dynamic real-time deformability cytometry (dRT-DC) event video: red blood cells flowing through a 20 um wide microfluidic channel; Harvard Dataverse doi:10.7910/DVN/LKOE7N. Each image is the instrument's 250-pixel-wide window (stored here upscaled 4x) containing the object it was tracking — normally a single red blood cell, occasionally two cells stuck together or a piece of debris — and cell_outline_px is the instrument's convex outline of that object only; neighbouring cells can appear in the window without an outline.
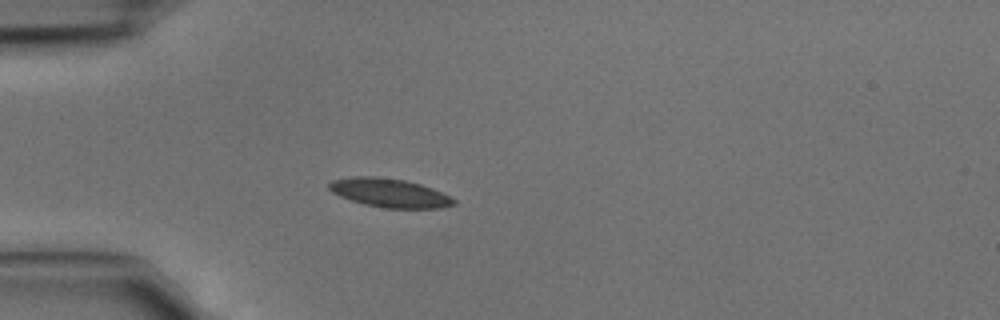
{"species": "common noctule bat (a hibernating species)", "species_latin": "Nyctalus noctula", "temperature_condition": "cold", "stored_images_in_passage": 33, "camera_frame_rate_fps": 3000, "um_per_image_px": 0.085, "animal": {"sex": "male", "body_mass_g": 15.6}, "frame": {"image": 1, "passage_image": 1, "time_ms": 0.0, "image_size_px": [1000, 320], "cell_outline_px": [[456, 204], [440, 208], [384, 208], [364, 204], [340, 196], [332, 192], [328, 188], [328, 184], [332, 180], [352, 176], [376, 176], [404, 180], [420, 184], [432, 188], [456, 200]], "centroid_in_image_um": [33.09, 16.39], "position_along_channel_um": 51.9, "area_um2": 20.81}}
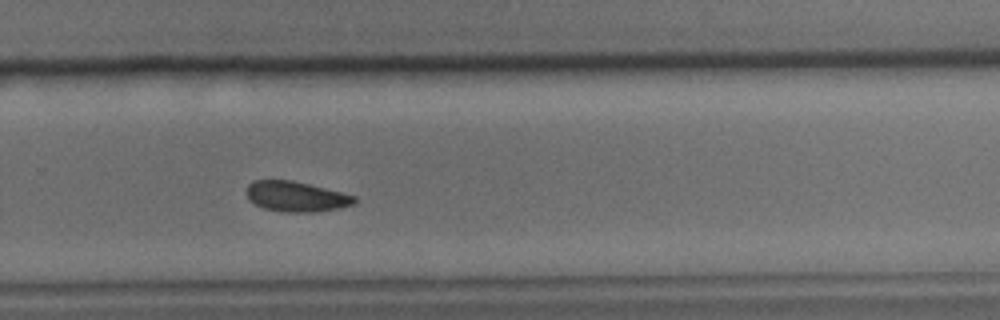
{"frame": {"image": 2, "passage_image": 19, "time_ms": 6.0, "image_size_px": [1000, 320], "cell_outline_px": [[356, 200], [352, 204], [340, 208], [312, 212], [284, 212], [264, 208], [248, 200], [244, 192], [244, 188], [252, 180], [292, 180], [356, 196]], "centroid_in_image_um": [25.09, 16.7], "position_along_channel_um": 304.7, "area_um2": 19.07}}
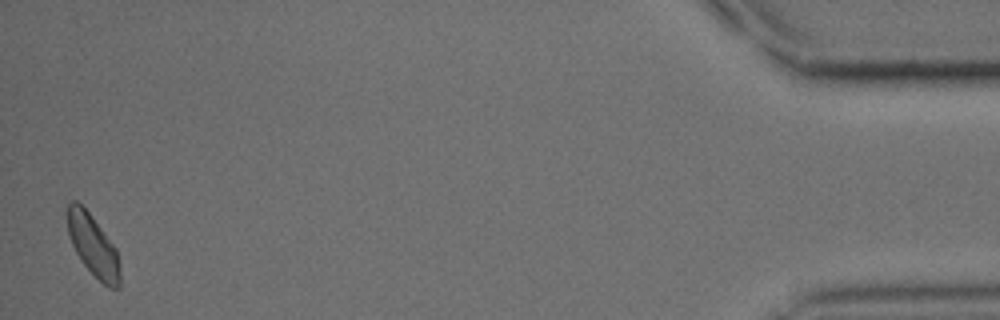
{"frame": {"image": 3, "passage_image": 33, "time_ms": 10.667, "image_size_px": [1000, 320], "cell_outline_px": [[120, 288], [108, 288], [84, 264], [76, 252], [68, 236], [68, 204], [72, 200], [76, 200], [88, 212], [116, 248], [120, 264]], "centroid_in_image_um": [7.93, 20.9], "position_along_channel_um": 427.3, "area_um2": 18.44}}